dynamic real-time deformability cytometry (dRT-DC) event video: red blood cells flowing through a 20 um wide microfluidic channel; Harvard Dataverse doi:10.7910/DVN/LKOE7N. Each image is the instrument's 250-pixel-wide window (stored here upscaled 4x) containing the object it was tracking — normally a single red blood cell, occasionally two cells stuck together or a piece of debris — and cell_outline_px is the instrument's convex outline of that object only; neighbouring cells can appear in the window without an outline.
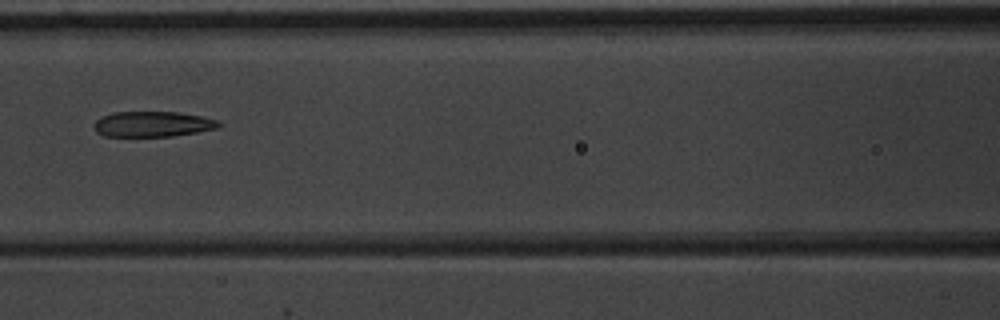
{"species": "common noctule bat (a hibernating species)", "species_latin": "Nyctalus noctula", "temperature_condition": "warm", "stored_images_in_passage": 9, "camera_frame_rate_fps": 3000, "um_per_image_px": 0.085, "animal": {"sex": "male", "body_mass_g": 20.1, "forearm_length_mm": 53.5}, "frame": {"image": 1, "passage_image": 7, "time_ms": 7.0, "image_size_px": [1000, 320], "cell_outline_px": [[220, 128], [172, 136], [104, 136], [96, 132], [92, 124], [96, 120], [112, 112], [180, 112], [200, 116], [216, 120], [220, 124]], "centroid_in_image_um": [12.95, 10.55], "position_along_channel_um": 153.7, "area_um2": 18.44}}
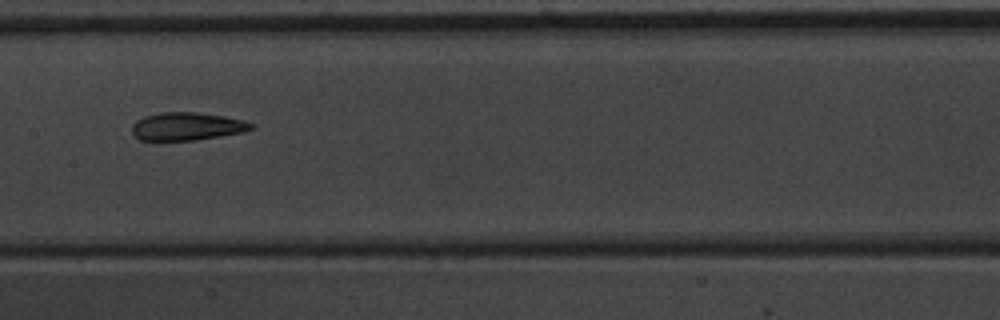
{"frame": {"image": 2, "passage_image": 8, "time_ms": 8.0, "image_size_px": [1000, 320], "cell_outline_px": [[256, 128], [244, 132], [196, 140], [140, 140], [132, 132], [132, 124], [136, 120], [144, 116], [160, 112], [196, 112], [224, 116], [244, 120], [256, 124]], "centroid_in_image_um": [15.93, 10.73], "position_along_channel_um": 191.5, "area_um2": 19.59}}
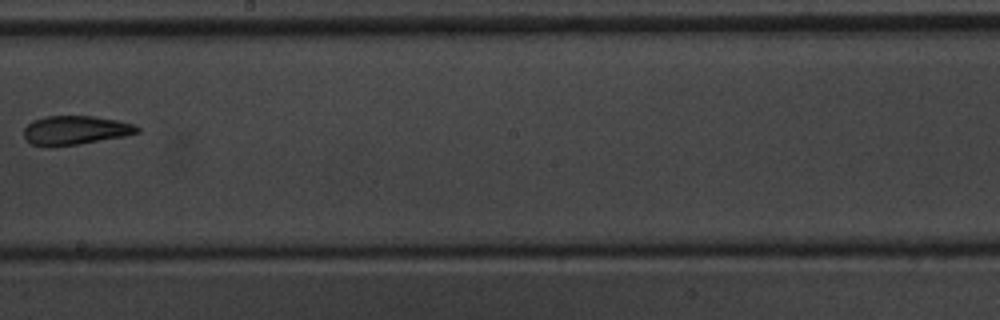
{"frame": {"image": 3, "passage_image": 9, "time_ms": 9.333, "image_size_px": [1000, 320], "cell_outline_px": [[140, 132], [124, 136], [76, 144], [32, 144], [24, 140], [24, 128], [32, 120], [44, 116], [92, 116], [116, 120], [132, 124], [140, 128]], "centroid_in_image_um": [6.4, 11.03], "position_along_channel_um": 241.8, "area_um2": 18.55}}